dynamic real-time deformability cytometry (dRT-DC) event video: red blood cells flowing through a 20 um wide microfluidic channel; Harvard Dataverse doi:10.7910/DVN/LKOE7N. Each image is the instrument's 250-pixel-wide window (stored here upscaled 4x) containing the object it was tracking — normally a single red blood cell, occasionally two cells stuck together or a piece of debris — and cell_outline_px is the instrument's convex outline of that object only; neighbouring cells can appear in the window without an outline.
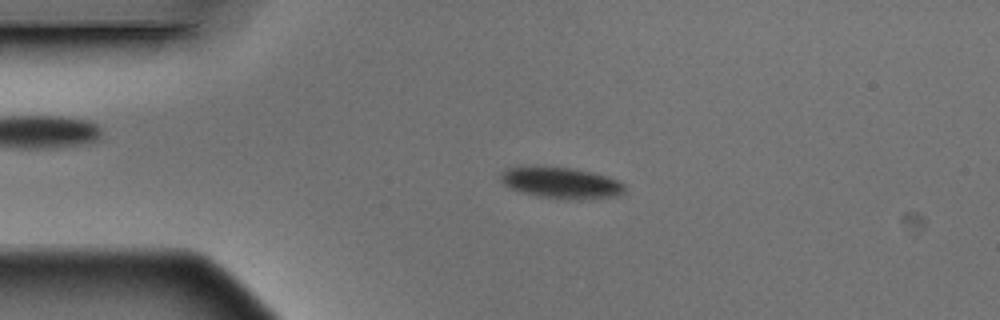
{"species": "Egyptian fruit bat (a non-hibernating species)", "species_latin": "Rousettus aegyptiacus", "temperature_condition": "warm", "stored_images_in_passage": 4, "camera_frame_rate_fps": 3000, "um_per_image_px": 0.085, "animal": {"sex": "male"}, "frame": {"image": 1, "passage_image": 3, "time_ms": 0.667, "image_size_px": [1000, 320], "cell_outline_px": [[624, 192], [620, 196], [580, 200], [576, 200], [540, 196], [524, 192], [512, 188], [504, 184], [500, 180], [500, 176], [508, 168], [536, 164], [572, 168], [592, 172], [616, 180], [624, 184]], "centroid_in_image_um": [47.7, 15.52], "position_along_channel_um": 37.3, "area_um2": 22.72}}